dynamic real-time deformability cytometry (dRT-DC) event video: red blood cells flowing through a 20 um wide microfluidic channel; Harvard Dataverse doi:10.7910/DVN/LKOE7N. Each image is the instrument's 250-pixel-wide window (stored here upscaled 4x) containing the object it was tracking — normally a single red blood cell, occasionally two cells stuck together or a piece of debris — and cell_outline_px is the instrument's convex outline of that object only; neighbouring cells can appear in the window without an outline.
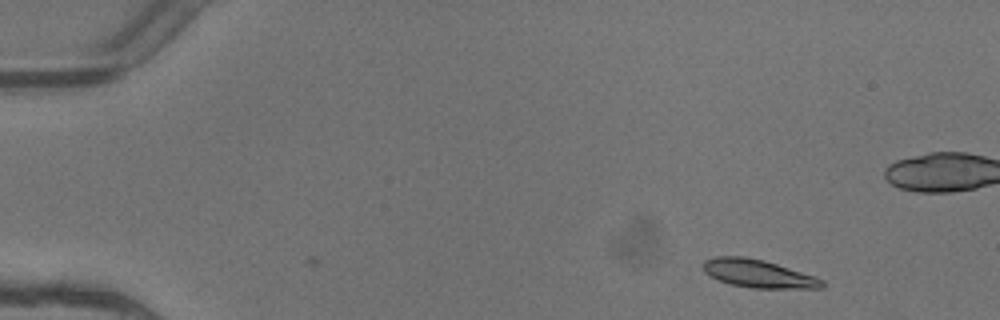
{"species": "common noctule bat (a hibernating species)", "species_latin": "Nyctalus noctula", "temperature_condition": "warm", "stored_images_in_passage": 6, "camera_frame_rate_fps": 3000, "um_per_image_px": 0.085, "animal": {"sex": "female"}, "frame": {"image": 1, "passage_image": 2, "time_ms": 0.333, "image_size_px": [1000, 320], "cell_outline_px": [[824, 288], [752, 288], [732, 284], [716, 280], [704, 272], [704, 260], [716, 256], [744, 256], [764, 260], [816, 276], [824, 280]], "centroid_in_image_um": [64.46, 23.25], "position_along_channel_um": 20.5, "area_um2": 19.48}}
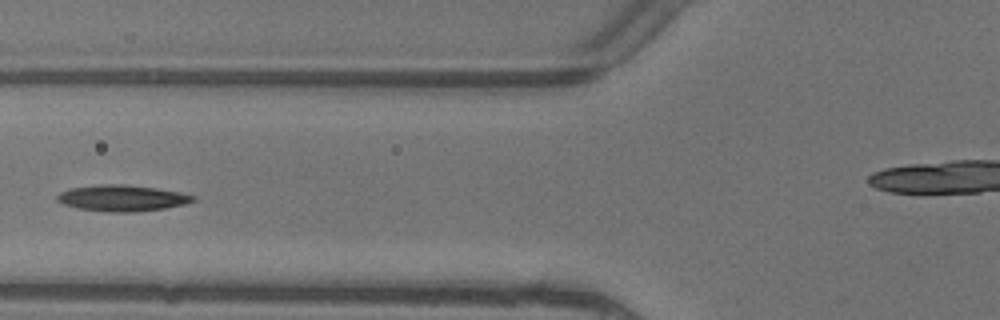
{"frame": {"image": 2, "passage_image": 5, "time_ms": 1.333, "image_size_px": [1000, 320], "cell_outline_px": [[196, 200], [184, 204], [164, 208], [136, 212], [108, 212], [80, 208], [64, 204], [56, 200], [56, 196], [60, 192], [72, 188], [100, 184], [124, 184], [156, 188], [180, 192], [196, 196]], "centroid_in_image_um": [10.4, 16.83], "position_along_channel_um": 115.4, "area_um2": 20.63}}
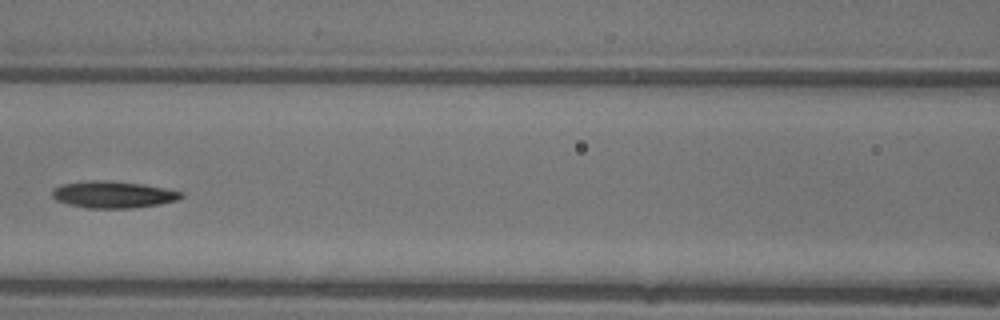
{"frame": {"image": 3, "passage_image": 6, "time_ms": 1.667, "image_size_px": [1000, 320], "cell_outline_px": [[184, 196], [176, 200], [160, 204], [132, 208], [88, 208], [68, 204], [56, 200], [52, 196], [52, 192], [60, 184], [88, 180], [104, 180], [140, 184], [164, 188], [184, 192]], "centroid_in_image_um": [9.61, 16.54], "position_along_channel_um": 157.0, "area_um2": 20.06}}